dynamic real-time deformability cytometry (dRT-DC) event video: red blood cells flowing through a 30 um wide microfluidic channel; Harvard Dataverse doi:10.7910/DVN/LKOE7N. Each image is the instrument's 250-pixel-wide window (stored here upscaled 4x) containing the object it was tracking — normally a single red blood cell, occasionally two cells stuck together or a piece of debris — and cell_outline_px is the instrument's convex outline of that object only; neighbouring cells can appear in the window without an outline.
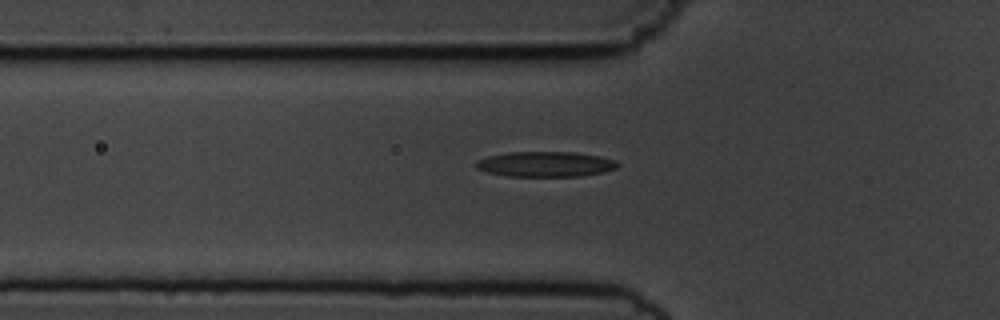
{"species": "common noctule bat (a hibernating species)", "species_latin": "Nyctalus noctula", "temperature_condition": "cold", "stored_images_in_passage": 40, "camera_frame_rate_fps": 3000, "um_per_image_px": 0.085, "animal": {"sex": "male", "body_mass_g": 19.5, "forearm_length_mm": 54.6}, "frame": {"image": 1, "passage_image": 7, "time_ms": 2.0, "image_size_px": [1000, 320], "cell_outline_px": [[620, 164], [616, 168], [600, 172], [580, 176], [508, 176], [488, 172], [476, 168], [472, 164], [476, 160], [488, 156], [508, 152], [572, 152], [600, 156], [616, 160]], "centroid_in_image_um": [46.32, 13.95], "position_along_channel_um": 79.5, "area_um2": 20.81}}
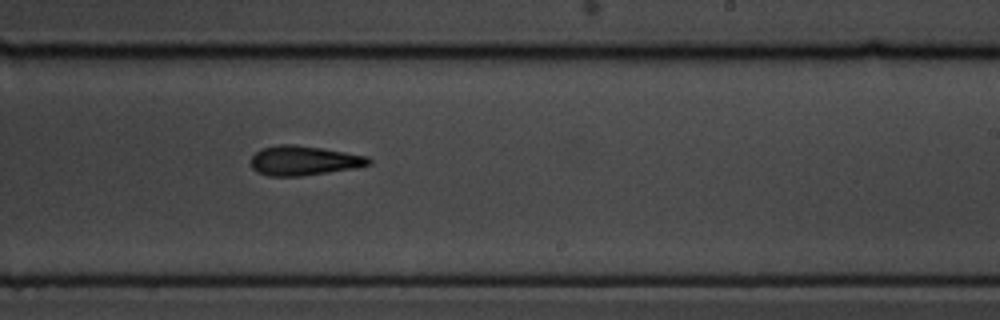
{"frame": {"image": 2, "passage_image": 22, "time_ms": 7.0, "image_size_px": [1000, 320], "cell_outline_px": [[372, 164], [356, 168], [300, 176], [268, 176], [256, 172], [252, 168], [252, 156], [260, 148], [280, 144], [292, 144], [320, 148], [368, 156], [372, 160]], "centroid_in_image_um": [25.82, 13.65], "position_along_channel_um": 263.2, "area_um2": 20.29}}
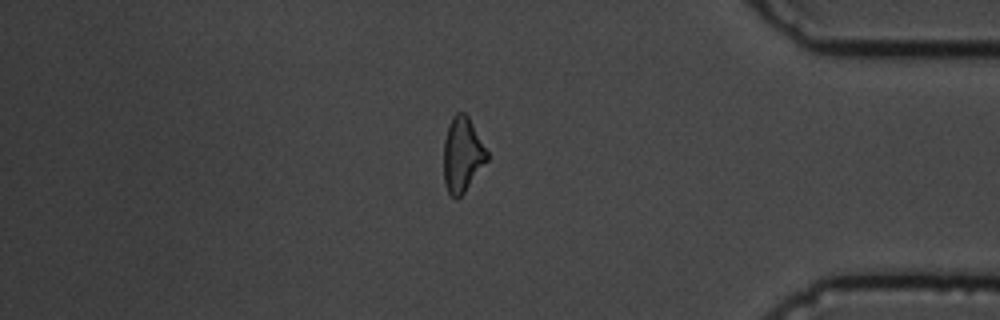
{"frame": {"image": 3, "passage_image": 35, "time_ms": 11.333, "image_size_px": [1000, 320], "cell_outline_px": [[488, 160], [464, 192], [456, 200], [448, 192], [444, 184], [444, 140], [452, 116], [456, 112], [464, 112], [468, 116], [488, 152]], "centroid_in_image_um": [39.29, 13.15], "position_along_channel_um": 395.9, "area_um2": 18.79}}